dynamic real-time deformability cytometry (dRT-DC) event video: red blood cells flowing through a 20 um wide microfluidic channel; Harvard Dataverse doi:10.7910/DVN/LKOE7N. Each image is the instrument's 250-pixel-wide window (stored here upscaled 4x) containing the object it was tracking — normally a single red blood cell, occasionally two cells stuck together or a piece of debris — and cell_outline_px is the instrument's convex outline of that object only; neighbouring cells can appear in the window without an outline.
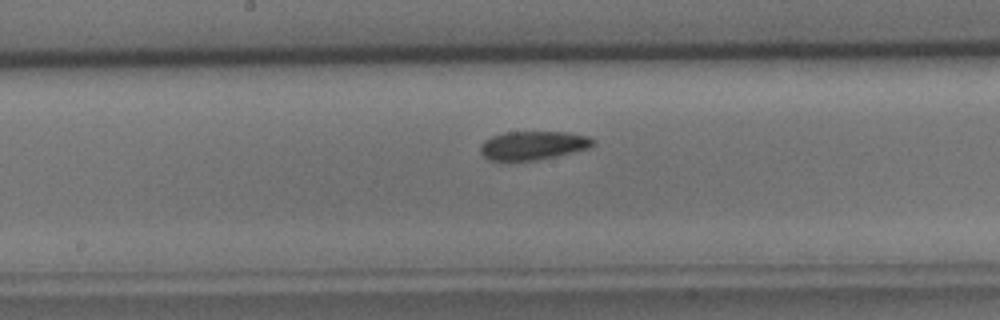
{"species": "common noctule bat (a hibernating species)", "species_latin": "Nyctalus noctula", "temperature_condition": "cold", "stored_images_in_passage": 36, "camera_frame_rate_fps": 3000, "um_per_image_px": 0.085, "animal": {"sex": "male", "body_mass_g": 15.6}, "frame": {"image": 1, "passage_image": 16, "time_ms": 5.0, "image_size_px": [1000, 320], "cell_outline_px": [[596, 144], [592, 148], [556, 156], [536, 160], [488, 160], [480, 152], [480, 144], [484, 140], [492, 136], [504, 132], [568, 132], [588, 136], [596, 140]], "centroid_in_image_um": [45.35, 12.35], "position_along_channel_um": 202.8, "area_um2": 19.02}}
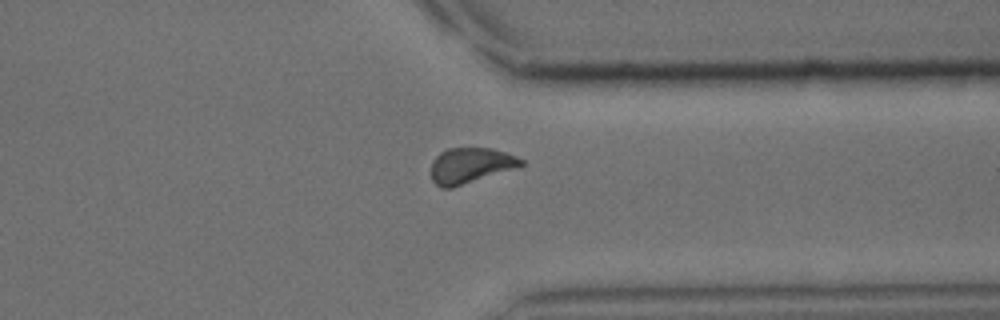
{"frame": {"image": 2, "passage_image": 28, "time_ms": 9.0, "image_size_px": [1000, 320], "cell_outline_px": [[524, 164], [452, 188], [440, 188], [432, 180], [432, 160], [440, 152], [448, 148], [492, 148], [516, 156], [524, 160]], "centroid_in_image_um": [39.94, 14.05], "position_along_channel_um": 371.5, "area_um2": 18.26}}
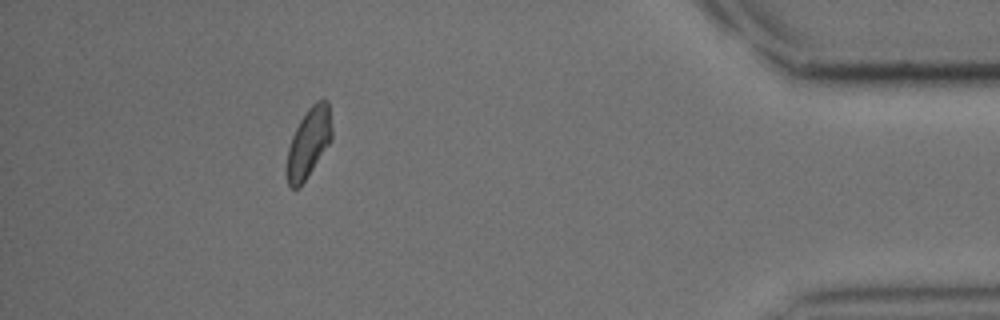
{"frame": {"image": 3, "passage_image": 34, "time_ms": 11.0, "image_size_px": [1000, 320], "cell_outline_px": [[332, 140], [300, 188], [288, 188], [288, 148], [292, 136], [300, 120], [308, 108], [316, 100], [328, 100], [332, 128]], "centroid_in_image_um": [26.26, 12.12], "position_along_channel_um": 408.9, "area_um2": 18.15}}